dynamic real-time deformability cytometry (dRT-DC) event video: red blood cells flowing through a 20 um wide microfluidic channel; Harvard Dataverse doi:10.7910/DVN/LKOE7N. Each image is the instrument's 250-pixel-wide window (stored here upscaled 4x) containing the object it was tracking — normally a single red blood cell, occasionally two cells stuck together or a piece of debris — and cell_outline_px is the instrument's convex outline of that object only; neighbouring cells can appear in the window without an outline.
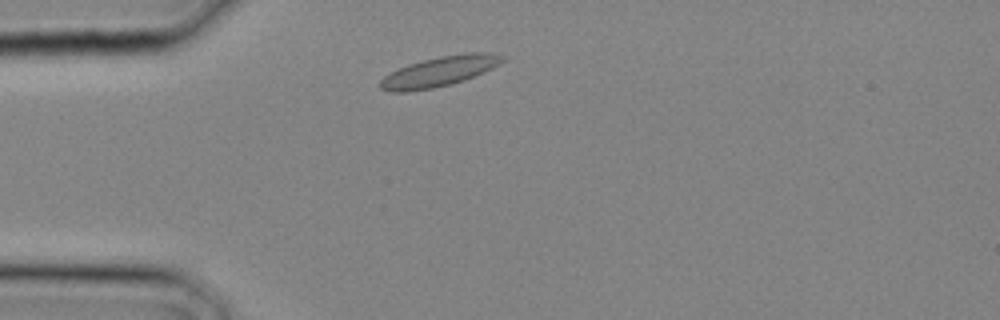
{"species": "common noctule bat (a hibernating species)", "species_latin": "Nyctalus noctula", "temperature_condition": "cold", "stored_images_in_passage": 5, "camera_frame_rate_fps": 3000, "um_per_image_px": 0.085, "animal": {"sex": "male", "body_mass_g": 20.4}, "frame": {"image": 1, "passage_image": 2, "time_ms": 0.333, "image_size_px": [1000, 320], "cell_outline_px": [[504, 60], [500, 64], [484, 72], [464, 80], [432, 88], [408, 92], [392, 92], [380, 88], [380, 80], [384, 76], [408, 64], [440, 56], [468, 52], [492, 52], [504, 56]], "centroid_in_image_um": [37.37, 6.06], "position_along_channel_um": 47.6, "area_um2": 21.21}}
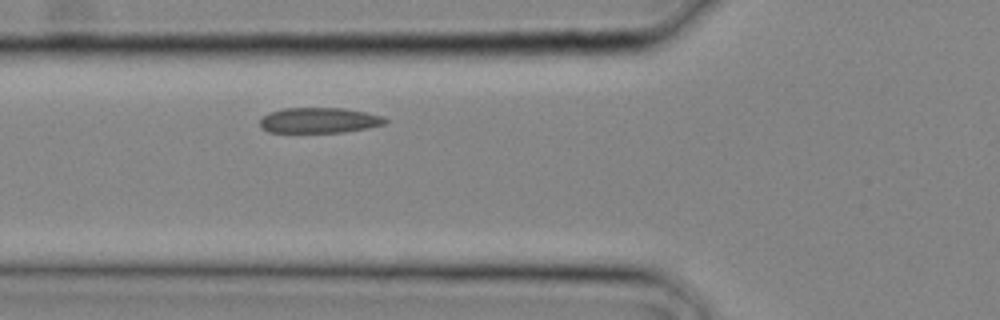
{"frame": {"image": 2, "passage_image": 5, "time_ms": 1.333, "image_size_px": [1000, 320], "cell_outline_px": [[388, 120], [384, 124], [368, 128], [344, 132], [268, 132], [260, 128], [260, 120], [268, 112], [284, 108], [344, 108], [364, 112], [380, 116]], "centroid_in_image_um": [27.09, 10.23], "position_along_channel_um": 98.7, "area_um2": 18.5}}